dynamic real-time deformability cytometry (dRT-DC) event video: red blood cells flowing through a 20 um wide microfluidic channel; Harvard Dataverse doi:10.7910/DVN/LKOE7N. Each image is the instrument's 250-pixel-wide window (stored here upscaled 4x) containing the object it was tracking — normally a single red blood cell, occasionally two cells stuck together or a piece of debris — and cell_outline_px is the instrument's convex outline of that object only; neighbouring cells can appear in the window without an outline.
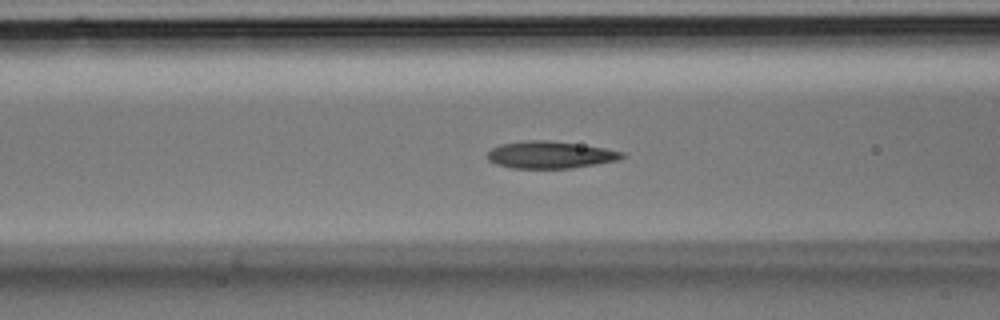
{"species": "Egyptian fruit bat (a non-hibernating species)", "species_latin": "Rousettus aegyptiacus", "temperature_condition": "room temperature", "stored_images_in_passage": 25, "camera_frame_rate_fps": 3000, "um_per_image_px": 0.085, "animal": {"sex": "male"}, "frame": {"image": 1, "passage_image": 7, "time_ms": 2.0, "image_size_px": [1000, 320], "cell_outline_px": [[624, 156], [616, 160], [596, 164], [572, 168], [512, 168], [496, 164], [488, 160], [488, 152], [492, 148], [500, 144], [524, 140], [548, 140], [604, 148], [624, 152]], "centroid_in_image_um": [46.72, 13.16], "position_along_channel_um": 119.9, "area_um2": 21.1}}
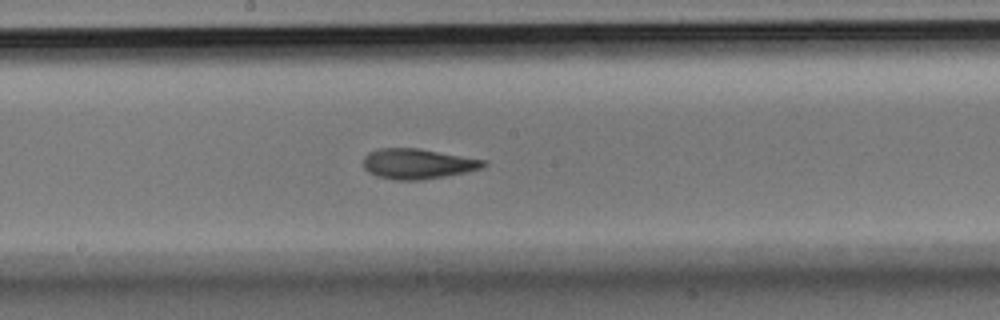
{"frame": {"image": 2, "passage_image": 12, "time_ms": 3.667, "image_size_px": [1000, 320], "cell_outline_px": [[488, 164], [480, 168], [464, 172], [444, 176], [420, 180], [396, 180], [380, 176], [368, 172], [364, 168], [364, 156], [368, 152], [376, 148], [420, 148], [488, 160]], "centroid_in_image_um": [35.51, 13.9], "position_along_channel_um": 212.7, "area_um2": 21.21}}
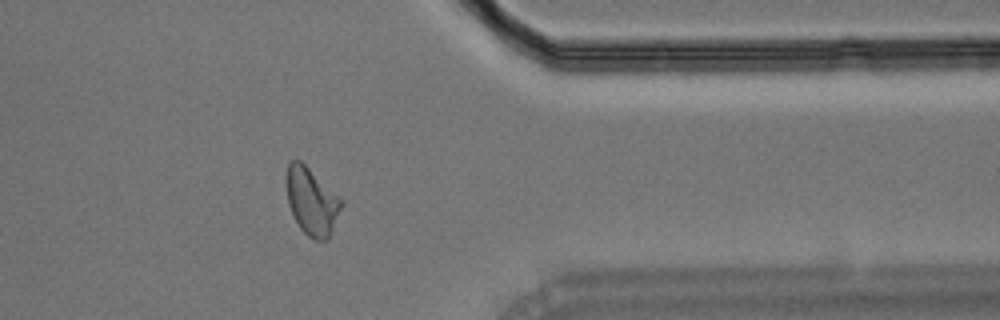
{"frame": {"image": 3, "passage_image": 22, "time_ms": 7.0, "image_size_px": [1000, 320], "cell_outline_px": [[344, 204], [328, 240], [312, 240], [300, 228], [288, 204], [284, 180], [284, 176], [288, 164], [292, 160], [300, 160], [344, 200]], "centroid_in_image_um": [26.49, 17.1], "position_along_channel_um": 384.9, "area_um2": 21.91}}